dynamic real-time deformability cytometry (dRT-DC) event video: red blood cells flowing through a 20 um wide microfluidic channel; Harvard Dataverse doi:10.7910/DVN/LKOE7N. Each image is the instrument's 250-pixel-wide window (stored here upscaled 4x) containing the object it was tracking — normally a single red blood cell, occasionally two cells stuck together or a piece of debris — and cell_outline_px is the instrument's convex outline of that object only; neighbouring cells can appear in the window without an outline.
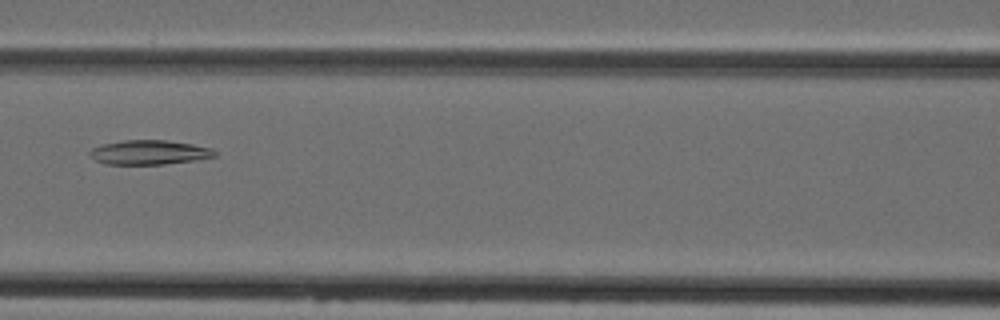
{"species": "Egyptian fruit bat (a non-hibernating species)", "species_latin": "Rousettus aegyptiacus", "temperature_condition": "cold", "stored_images_in_passage": 7, "camera_frame_rate_fps": 3000, "um_per_image_px": 0.085, "animal": {"sex": "female"}, "frame": {"image": 1, "passage_image": 6, "time_ms": 7.0, "image_size_px": [1000, 320], "cell_outline_px": [[216, 156], [196, 160], [164, 164], [104, 164], [96, 160], [88, 152], [92, 148], [104, 144], [124, 140], [168, 140], [192, 144], [212, 148], [216, 152]], "centroid_in_image_um": [12.71, 12.95], "position_along_channel_um": 153.9, "area_um2": 17.69}}
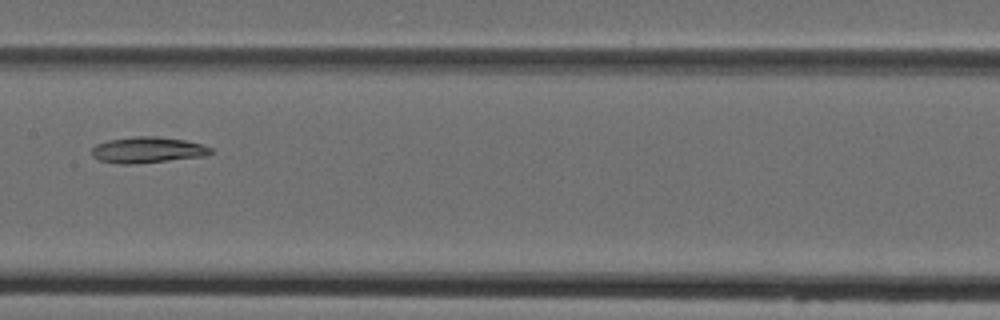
{"frame": {"image": 2, "passage_image": 7, "time_ms": 8.0, "image_size_px": [1000, 320], "cell_outline_px": [[212, 152], [204, 156], [132, 164], [120, 164], [100, 160], [92, 156], [92, 148], [96, 144], [108, 140], [136, 136], [156, 136], [184, 140], [204, 144], [212, 148]], "centroid_in_image_um": [12.54, 12.74], "position_along_channel_um": 194.9, "area_um2": 17.92}}